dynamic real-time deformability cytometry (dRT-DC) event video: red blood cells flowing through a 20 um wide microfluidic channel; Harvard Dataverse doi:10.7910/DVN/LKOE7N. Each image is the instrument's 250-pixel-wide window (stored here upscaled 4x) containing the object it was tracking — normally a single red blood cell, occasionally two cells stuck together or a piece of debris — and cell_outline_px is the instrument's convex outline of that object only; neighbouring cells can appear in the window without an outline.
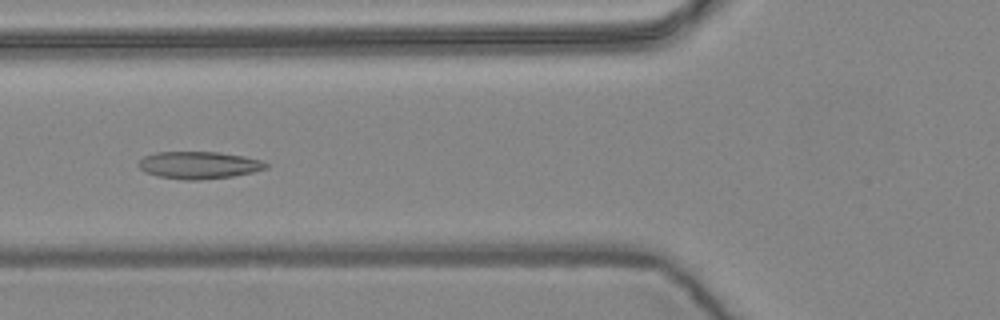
{"species": "common noctule bat (a hibernating species)", "species_latin": "Nyctalus noctula", "temperature_condition": "warm", "stored_images_in_passage": 7, "camera_frame_rate_fps": 3000, "um_per_image_px": 0.085, "animal": {"sex": "female", "body_mass_g": 24.6, "forearm_length_mm": 56.2}, "frame": {"image": 1, "passage_image": 6, "time_ms": 1.667, "image_size_px": [1000, 320], "cell_outline_px": [[268, 168], [252, 172], [232, 176], [200, 180], [184, 180], [156, 176], [144, 172], [136, 164], [144, 156], [156, 152], [220, 152], [244, 156], [260, 160], [268, 164]], "centroid_in_image_um": [16.87, 14.03], "position_along_channel_um": 108.9, "area_um2": 20.35}}
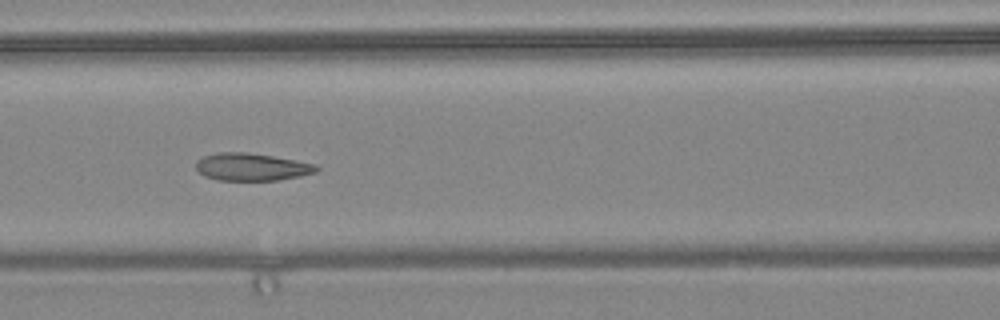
{"frame": {"image": 2, "passage_image": 7, "time_ms": 2.0, "image_size_px": [1000, 320], "cell_outline_px": [[320, 168], [316, 172], [300, 176], [276, 180], [216, 180], [204, 176], [196, 168], [196, 160], [204, 156], [220, 152], [244, 152], [272, 156], [316, 164]], "centroid_in_image_um": [21.38, 14.19], "position_along_channel_um": 145.2, "area_um2": 19.19}}